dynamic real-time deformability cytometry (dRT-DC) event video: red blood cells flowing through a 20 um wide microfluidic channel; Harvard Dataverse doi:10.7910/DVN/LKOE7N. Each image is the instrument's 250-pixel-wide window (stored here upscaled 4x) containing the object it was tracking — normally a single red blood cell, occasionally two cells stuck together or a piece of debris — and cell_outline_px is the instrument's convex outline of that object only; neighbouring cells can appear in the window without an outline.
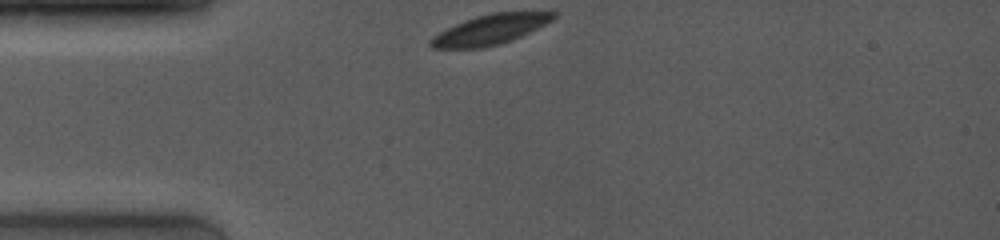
{"species": "common noctule bat (a hibernating species)", "species_latin": "Nyctalus noctula", "temperature_condition": "room temperature", "stored_images_in_passage": 37, "camera_frame_rate_fps": 4000, "um_per_image_px": 0.085, "animal": {"sex": "female", "body_mass_g": 19.0, "forearm_length_mm": 53.3}, "frame": {"image": 1, "passage_image": 1, "time_ms": 0.0, "image_size_px": [1000, 240], "cell_outline_px": [[556, 16], [552, 20], [512, 40], [500, 44], [484, 48], [432, 48], [428, 44], [428, 40], [432, 36], [464, 20], [476, 16], [496, 12], [556, 12]], "centroid_in_image_um": [41.61, 2.52], "position_along_channel_um": 43.4, "area_um2": 21.15}}
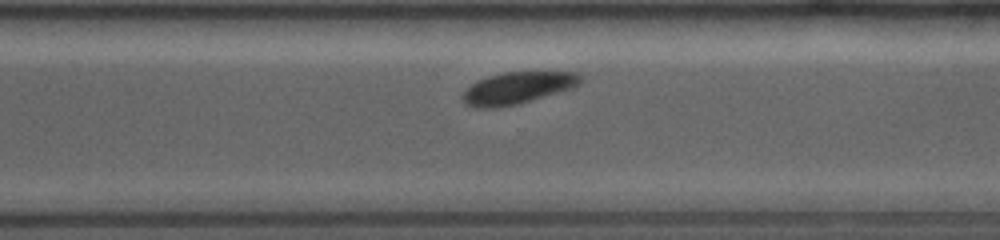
{"frame": {"image": 2, "passage_image": 28, "time_ms": 7.75, "image_size_px": [1000, 240], "cell_outline_px": [[584, 76], [576, 84], [568, 88], [516, 104], [492, 108], [476, 108], [464, 104], [460, 96], [472, 84], [488, 76], [504, 72], [576, 72]], "centroid_in_image_um": [43.9, 7.47], "position_along_channel_um": 326.7, "area_um2": 21.27}}
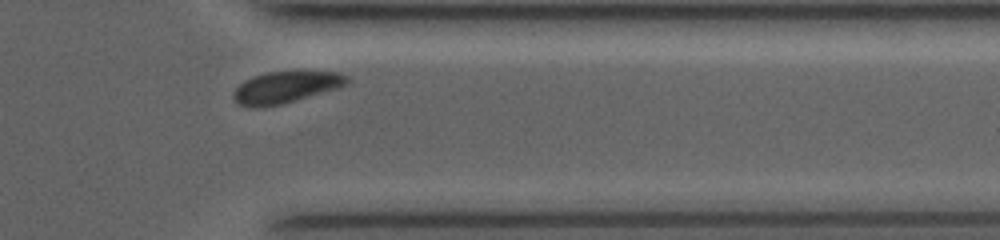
{"frame": {"image": 3, "passage_image": 34, "time_ms": 9.25, "image_size_px": [1000, 240], "cell_outline_px": [[348, 84], [340, 88], [280, 104], [260, 108], [248, 108], [240, 104], [232, 96], [236, 88], [244, 80], [268, 72], [340, 72], [348, 76]], "centroid_in_image_um": [24.3, 7.43], "position_along_channel_um": 387.1, "area_um2": 20.75}, "authors_computed_cell_mechanics": {"area_um2": 23.12, "velocity_mm_per_s": 3.9475, "shape_relaxation_time_tau1_ms": 1.4673, "shape_relaxation_time_tau2_ms": null, "deformation_change_tau1": 0.0792, "deformation_change_tau2": null}}